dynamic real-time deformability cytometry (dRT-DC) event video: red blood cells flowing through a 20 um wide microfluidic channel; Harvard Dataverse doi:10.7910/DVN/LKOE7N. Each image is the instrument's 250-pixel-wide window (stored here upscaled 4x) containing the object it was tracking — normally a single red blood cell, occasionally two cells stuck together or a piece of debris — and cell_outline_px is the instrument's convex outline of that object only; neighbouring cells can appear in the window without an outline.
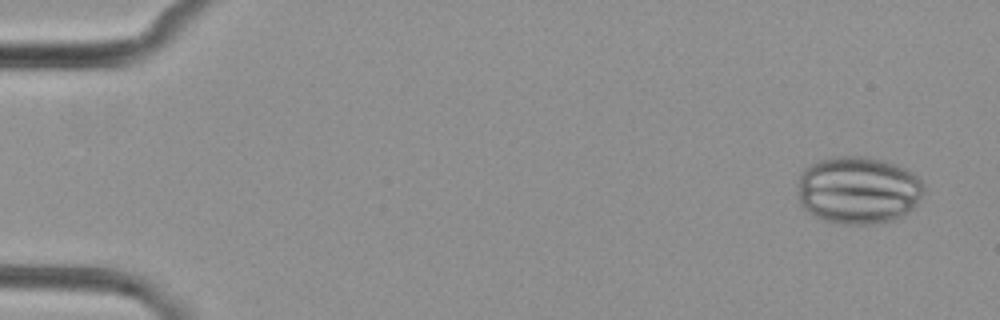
{"species": "common noctule bat (a hibernating species)", "species_latin": "Nyctalus noctula", "temperature_condition": "cold", "stored_images_in_passage": 7, "camera_frame_rate_fps": 3000, "um_per_image_px": 0.085, "animal": {"sex": "female", "body_mass_g": 29.2, "forearm_length_mm": 56.3}, "frame": {"image": 1, "passage_image": 1, "time_ms": 0.0, "image_size_px": [1000, 320], "cell_outline_px": [[924, 192], [916, 204], [908, 212], [892, 220], [872, 224], [840, 224], [824, 220], [808, 212], [800, 204], [800, 176], [804, 168], [816, 160], [840, 156], [864, 156], [884, 160], [896, 164], [912, 172], [924, 184]], "centroid_in_image_um": [72.96, 16.15], "position_along_channel_um": 12.0, "area_um2": 49.59}}
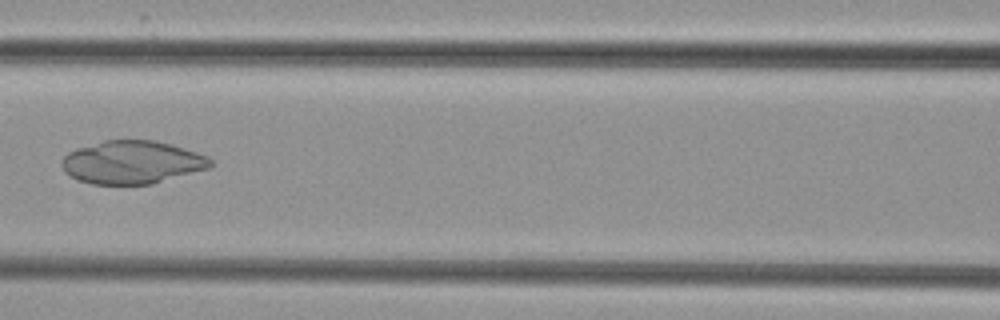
{"frame": {"image": 2, "passage_image": 7, "time_ms": 7.333, "image_size_px": [1000, 320], "cell_outline_px": [[212, 164], [208, 168], [152, 184], [92, 184], [76, 180], [68, 176], [64, 172], [60, 164], [64, 156], [68, 152], [76, 148], [104, 140], [156, 140], [172, 144], [208, 156], [212, 160]], "centroid_in_image_um": [11.18, 13.79], "position_along_channel_um": 155.4, "area_um2": 37.51}}